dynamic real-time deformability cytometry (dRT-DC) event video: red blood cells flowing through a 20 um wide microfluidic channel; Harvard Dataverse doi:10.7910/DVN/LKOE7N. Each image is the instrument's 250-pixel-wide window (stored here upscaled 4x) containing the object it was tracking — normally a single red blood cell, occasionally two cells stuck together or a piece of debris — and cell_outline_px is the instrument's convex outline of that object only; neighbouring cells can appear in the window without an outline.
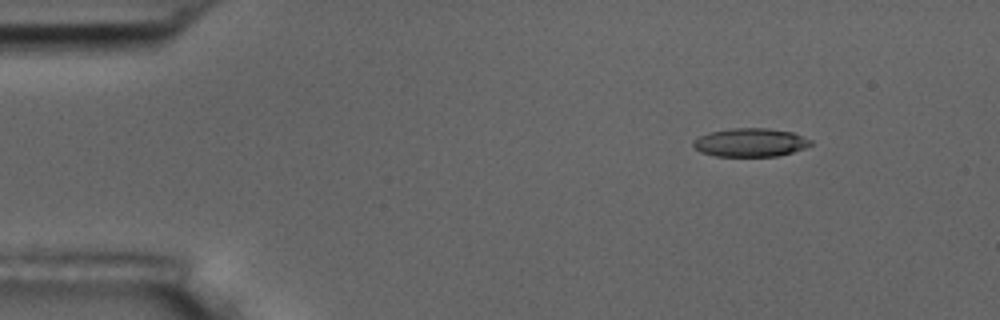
{"species": "common noctule bat (a hibernating species)", "species_latin": "Nyctalus noctula", "temperature_condition": "room temperature", "stored_images_in_passage": 4, "camera_frame_rate_fps": 3000, "um_per_image_px": 0.085, "animal": {"sex": "male", "body_mass_g": 17.5, "forearm_length_mm": 52.3}, "frame": {"image": 1, "passage_image": 1, "time_ms": 0.0, "image_size_px": [1000, 320], "cell_outline_px": [[812, 144], [804, 148], [792, 152], [776, 156], [716, 156], [700, 152], [692, 144], [692, 140], [708, 132], [732, 128], [768, 128], [792, 132], [812, 140]], "centroid_in_image_um": [63.76, 12.1], "position_along_channel_um": 21.2, "area_um2": 19.48}}